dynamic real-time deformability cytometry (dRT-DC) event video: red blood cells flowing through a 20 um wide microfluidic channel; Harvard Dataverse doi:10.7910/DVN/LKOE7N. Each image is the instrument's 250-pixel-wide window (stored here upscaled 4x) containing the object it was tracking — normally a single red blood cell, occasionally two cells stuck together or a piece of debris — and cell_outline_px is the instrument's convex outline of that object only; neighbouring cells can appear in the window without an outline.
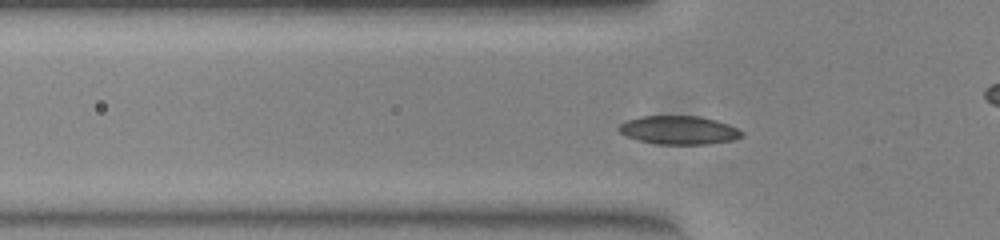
{"species": "common noctule bat (a hibernating species)", "species_latin": "Nyctalus noctula", "temperature_condition": "warm", "stored_images_in_passage": 50, "camera_frame_rate_fps": 3000, "um_per_image_px": 0.085, "animal": {"sex": "female", "body_mass_g": 23.0, "forearm_length_mm": 53.4}, "frame": {"image": 1, "passage_image": 13, "time_ms": 4.0, "image_size_px": [1000, 240], "cell_outline_px": [[744, 136], [732, 140], [708, 144], [656, 144], [636, 140], [624, 136], [616, 128], [620, 124], [628, 120], [640, 116], [700, 116], [716, 120], [728, 124], [744, 132]], "centroid_in_image_um": [57.68, 11.06], "position_along_channel_um": 68.1, "area_um2": 20.58}}
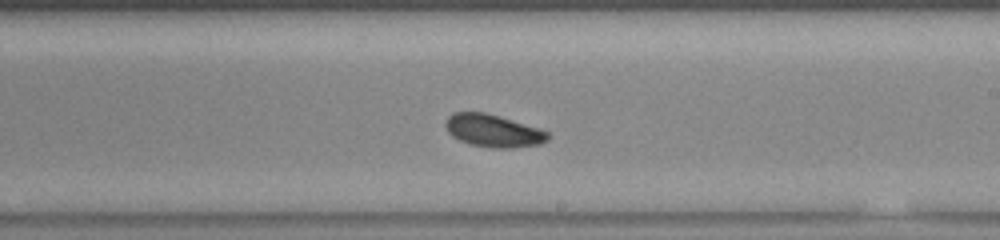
{"frame": {"image": 2, "passage_image": 27, "time_ms": 8.667, "image_size_px": [1000, 240], "cell_outline_px": [[548, 140], [540, 144], [512, 148], [492, 148], [472, 144], [460, 140], [452, 136], [448, 132], [444, 124], [448, 116], [452, 112], [484, 112], [540, 128], [548, 132]], "centroid_in_image_um": [41.91, 11.11], "position_along_channel_um": 247.1, "area_um2": 19.36}}
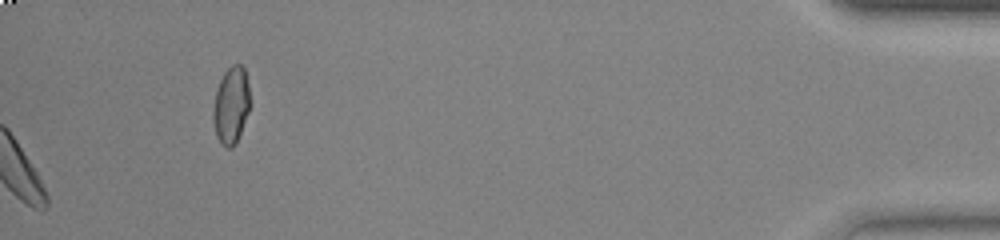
{"frame": {"image": 3, "passage_image": 50, "time_ms": 16.333, "image_size_px": [1000, 240], "cell_outline_px": [[252, 104], [236, 144], [232, 148], [228, 148], [216, 136], [212, 120], [212, 112], [216, 92], [220, 80], [224, 72], [232, 64], [240, 64], [244, 68], [248, 84]], "centroid_in_image_um": [19.67, 8.95], "position_along_channel_um": 415.5, "area_um2": 16.76}, "authors_computed_cell_mechanics": {"area_um2": 19.2474, "velocity_mm_per_s": 3.8414, "shape_relaxation_time_tau1_ms": 2.9556, "shape_relaxation_time_tau2_ms": 4.4822, "deformation_change_tau1": 0.0981, "deformation_change_tau2": 0.0641}}